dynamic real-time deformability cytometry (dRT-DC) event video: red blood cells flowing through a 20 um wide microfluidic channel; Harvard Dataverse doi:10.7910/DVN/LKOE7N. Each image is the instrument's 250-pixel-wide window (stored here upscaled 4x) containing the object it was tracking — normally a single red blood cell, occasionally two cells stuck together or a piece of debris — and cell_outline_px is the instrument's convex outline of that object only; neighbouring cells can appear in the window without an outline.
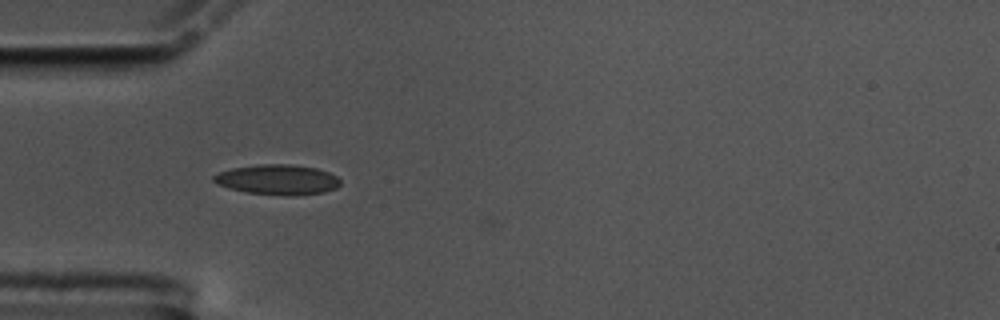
{"species": "common noctule bat (a hibernating species)", "species_latin": "Nyctalus noctula", "temperature_condition": "cold", "stored_images_in_passage": 39, "camera_frame_rate_fps": 3000, "um_per_image_px": 0.085, "animal": {"sex": "male", "body_mass_g": 17.5, "forearm_length_mm": 52.3}, "frame": {"image": 1, "passage_image": 2, "time_ms": 0.333, "image_size_px": [1000, 320], "cell_outline_px": [[340, 184], [336, 188], [324, 192], [296, 196], [248, 192], [228, 188], [216, 184], [212, 180], [212, 176], [220, 172], [232, 168], [260, 164], [288, 164], [316, 168], [328, 172], [336, 176], [340, 180]], "centroid_in_image_um": [23.59, 15.27], "position_along_channel_um": 61.4, "area_um2": 22.14}}
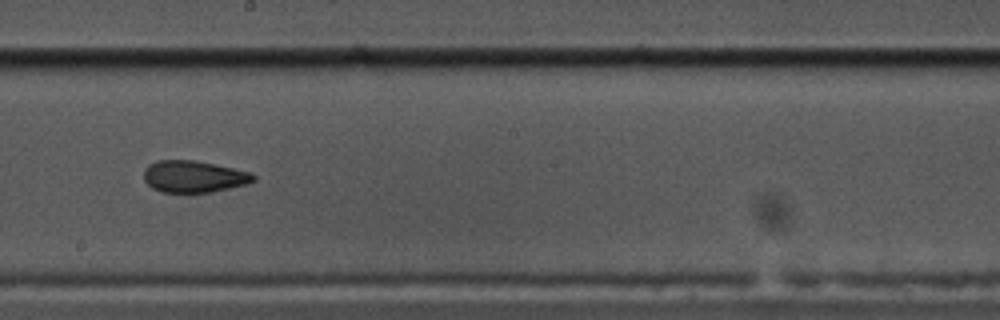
{"frame": {"image": 2, "passage_image": 17, "time_ms": 5.333, "image_size_px": [1000, 320], "cell_outline_px": [[256, 180], [244, 184], [212, 192], [160, 192], [152, 188], [144, 180], [144, 168], [148, 164], [156, 160], [192, 160], [216, 164], [252, 172], [256, 176]], "centroid_in_image_um": [16.45, 14.99], "position_along_channel_um": 231.7, "area_um2": 20.4}}
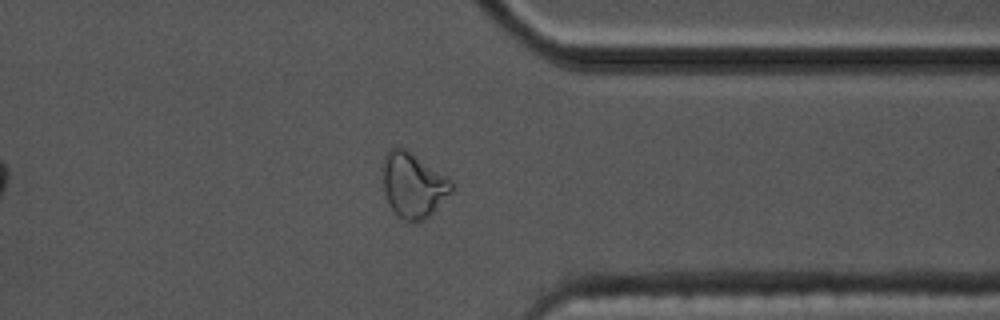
{"frame": {"image": 3, "passage_image": 30, "time_ms": 9.667, "image_size_px": [1000, 320], "cell_outline_px": [[456, 188], [424, 220], [404, 220], [388, 204], [384, 192], [384, 156], [388, 148], [396, 144], [404, 148], [448, 176]], "centroid_in_image_um": [35.14, 15.68], "position_along_channel_um": 376.3, "area_um2": 25.89}}